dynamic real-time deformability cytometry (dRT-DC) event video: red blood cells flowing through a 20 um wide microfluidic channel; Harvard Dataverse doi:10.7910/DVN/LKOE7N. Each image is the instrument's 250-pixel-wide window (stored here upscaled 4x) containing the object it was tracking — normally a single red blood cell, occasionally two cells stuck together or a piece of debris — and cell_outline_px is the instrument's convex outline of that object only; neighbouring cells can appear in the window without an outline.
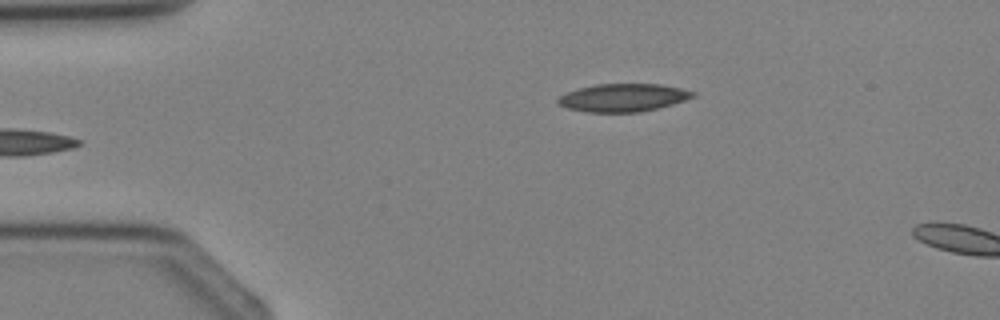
{"species": "Egyptian fruit bat (a non-hibernating species)", "species_latin": "Rousettus aegyptiacus", "temperature_condition": "cold", "stored_images_in_passage": 3, "camera_frame_rate_fps": 3000, "um_per_image_px": 0.085, "animal": {"sex": "female"}, "frame": {"image": 1, "passage_image": 2, "time_ms": 2.333, "image_size_px": [1000, 320], "cell_outline_px": [[696, 96], [672, 104], [640, 112], [588, 112], [568, 108], [556, 104], [556, 100], [560, 96], [568, 92], [580, 88], [596, 84], [660, 84], [680, 88], [696, 92]], "centroid_in_image_um": [52.96, 8.3], "position_along_channel_um": 32.0, "area_um2": 21.79}}